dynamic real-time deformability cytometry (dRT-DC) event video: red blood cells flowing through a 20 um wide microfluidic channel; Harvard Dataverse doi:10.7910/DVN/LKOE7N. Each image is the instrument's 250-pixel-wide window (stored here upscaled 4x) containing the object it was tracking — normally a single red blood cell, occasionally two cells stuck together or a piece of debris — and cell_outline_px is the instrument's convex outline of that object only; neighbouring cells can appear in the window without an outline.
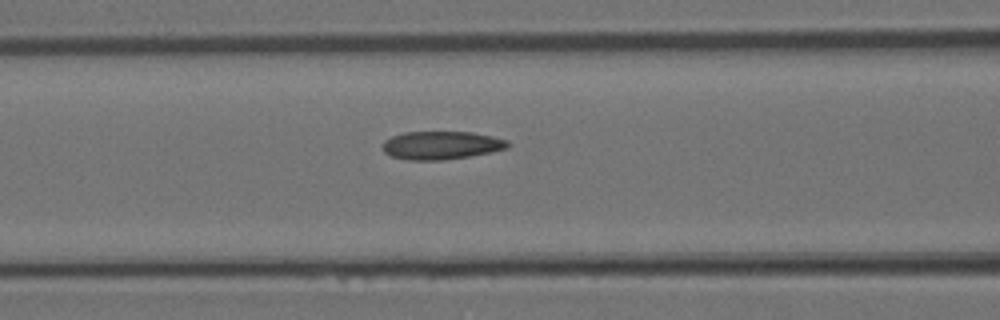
{"species": "Egyptian fruit bat (a non-hibernating species)", "species_latin": "Rousettus aegyptiacus", "temperature_condition": "room temperature", "stored_images_in_passage": 5, "camera_frame_rate_fps": 3000, "um_per_image_px": 0.085, "animal": {"sex": "female"}, "frame": {"image": 1, "passage_image": 5, "time_ms": 1.333, "image_size_px": [1000, 320], "cell_outline_px": [[512, 144], [508, 148], [492, 152], [468, 156], [440, 160], [408, 160], [392, 156], [384, 152], [380, 144], [384, 140], [392, 136], [404, 132], [472, 132], [492, 136], [508, 140]], "centroid_in_image_um": [37.51, 12.34], "position_along_channel_um": 129.1, "area_um2": 20.69}}